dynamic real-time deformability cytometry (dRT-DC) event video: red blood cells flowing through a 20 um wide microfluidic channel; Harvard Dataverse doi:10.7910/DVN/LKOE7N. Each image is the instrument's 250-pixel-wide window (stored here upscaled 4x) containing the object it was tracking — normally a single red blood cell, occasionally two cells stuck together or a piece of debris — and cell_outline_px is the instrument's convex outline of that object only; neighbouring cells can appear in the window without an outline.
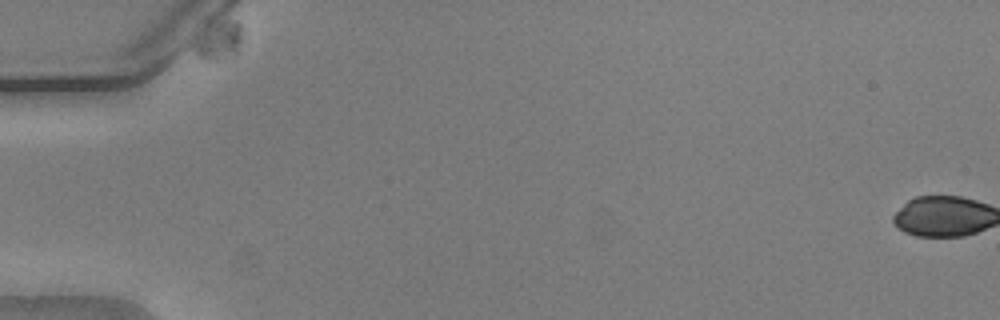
{"species": "common noctule bat (a hibernating species)", "species_latin": "Nyctalus noctula", "temperature_condition": "warm", "stored_images_in_passage": 5, "camera_frame_rate_fps": 3000, "um_per_image_px": 0.085, "animal": {"sex": "male", "body_mass_g": 20.5, "forearm_length_mm": 52.5}, "frame": {"image": 1, "passage_image": 1, "time_ms": 0.0, "image_size_px": [1000, 320], "cell_outline_px": [[244, 40], [240, 52], [236, 56], [216, 60], [208, 60], [200, 56], [192, 48], [196, 40], [220, 20], [236, 20], [240, 24], [244, 32]], "centroid_in_image_um": [18.76, 3.48], "position_along_channel_um": 66.2, "area_um2": 10.87}}